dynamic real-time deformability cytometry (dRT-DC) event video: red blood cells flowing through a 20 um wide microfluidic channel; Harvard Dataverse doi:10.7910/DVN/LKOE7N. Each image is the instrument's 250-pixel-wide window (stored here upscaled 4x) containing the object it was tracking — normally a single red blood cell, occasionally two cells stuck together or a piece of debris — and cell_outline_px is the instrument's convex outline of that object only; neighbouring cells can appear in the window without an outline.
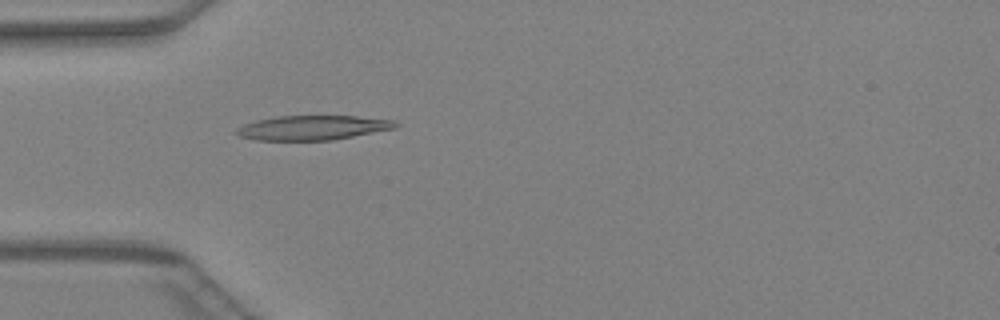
{"species": "Egyptian fruit bat (a non-hibernating species)", "species_latin": "Rousettus aegyptiacus", "temperature_condition": "warm", "stored_images_in_passage": 46, "camera_frame_rate_fps": 3000, "um_per_image_px": 0.085, "animal": {"sex": "female"}, "frame": {"image": 1, "passage_image": 14, "time_ms": 4.333, "image_size_px": [1000, 320], "cell_outline_px": [[400, 124], [396, 128], [332, 140], [256, 140], [240, 136], [232, 132], [236, 128], [244, 124], [256, 120], [276, 116], [356, 116], [392, 120]], "centroid_in_image_um": [26.54, 10.85], "position_along_channel_um": 58.5, "area_um2": 22.72}}
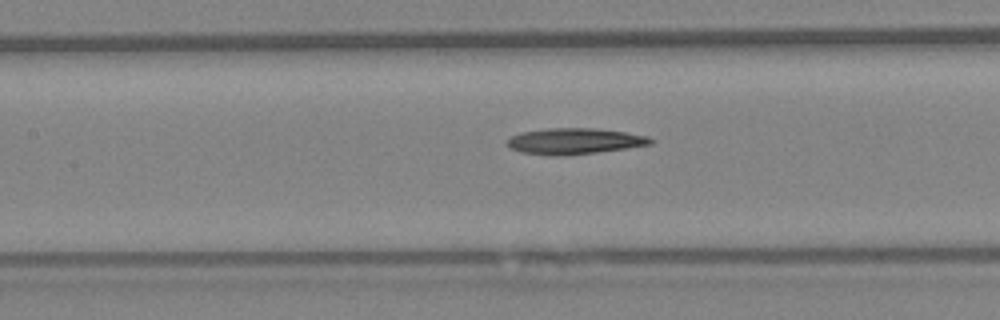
{"frame": {"image": 2, "passage_image": 21, "time_ms": 6.667, "image_size_px": [1000, 320], "cell_outline_px": [[656, 140], [652, 144], [628, 148], [564, 156], [548, 156], [520, 152], [504, 144], [504, 140], [520, 132], [548, 128], [592, 128], [624, 132], [648, 136]], "centroid_in_image_um": [48.79, 12.0], "position_along_channel_um": 158.6, "area_um2": 22.02}}
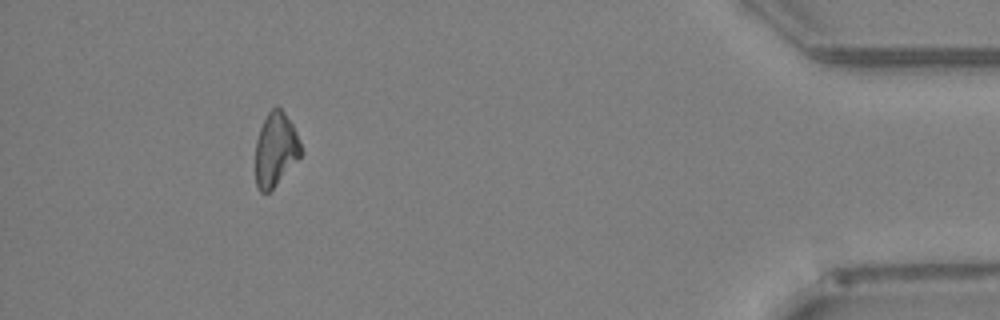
{"frame": {"image": 3, "passage_image": 42, "time_ms": 13.667, "image_size_px": [1000, 320], "cell_outline_px": [[300, 156], [276, 184], [268, 192], [260, 192], [256, 184], [256, 140], [260, 128], [268, 112], [276, 104], [284, 112], [292, 124], [296, 132], [300, 144]], "centroid_in_image_um": [23.4, 12.67], "position_along_channel_um": 411.8, "area_um2": 19.07}}